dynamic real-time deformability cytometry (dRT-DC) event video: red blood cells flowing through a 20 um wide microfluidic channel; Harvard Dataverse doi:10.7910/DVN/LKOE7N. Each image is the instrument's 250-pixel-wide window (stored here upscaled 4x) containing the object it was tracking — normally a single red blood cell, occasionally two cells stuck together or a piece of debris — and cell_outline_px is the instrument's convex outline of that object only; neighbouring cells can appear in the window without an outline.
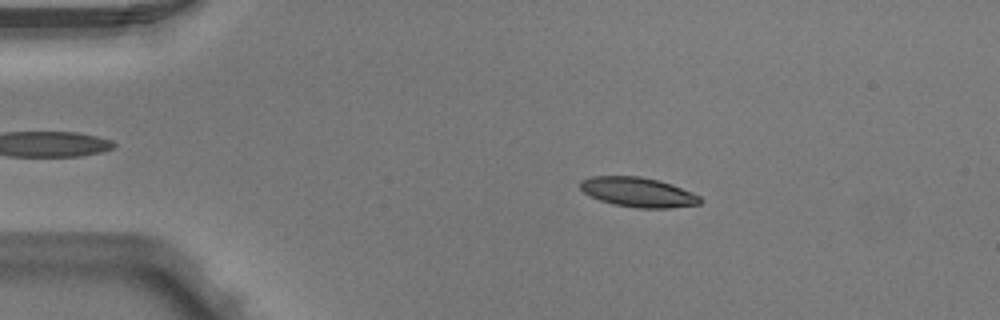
{"species": "Egyptian fruit bat (a non-hibernating species)", "species_latin": "Rousettus aegyptiacus", "temperature_condition": "warm", "stored_images_in_passage": 3, "camera_frame_rate_fps": 3000, "um_per_image_px": 0.085, "animal": {"sex": "male"}, "frame": {"image": 1, "passage_image": 2, "time_ms": 0.333, "image_size_px": [1000, 320], "cell_outline_px": [[704, 200], [700, 204], [668, 208], [640, 208], [612, 204], [600, 200], [584, 192], [580, 188], [580, 180], [592, 176], [640, 176], [672, 184], [700, 196]], "centroid_in_image_um": [54.24, 16.33], "position_along_channel_um": 30.8, "area_um2": 20.63}}